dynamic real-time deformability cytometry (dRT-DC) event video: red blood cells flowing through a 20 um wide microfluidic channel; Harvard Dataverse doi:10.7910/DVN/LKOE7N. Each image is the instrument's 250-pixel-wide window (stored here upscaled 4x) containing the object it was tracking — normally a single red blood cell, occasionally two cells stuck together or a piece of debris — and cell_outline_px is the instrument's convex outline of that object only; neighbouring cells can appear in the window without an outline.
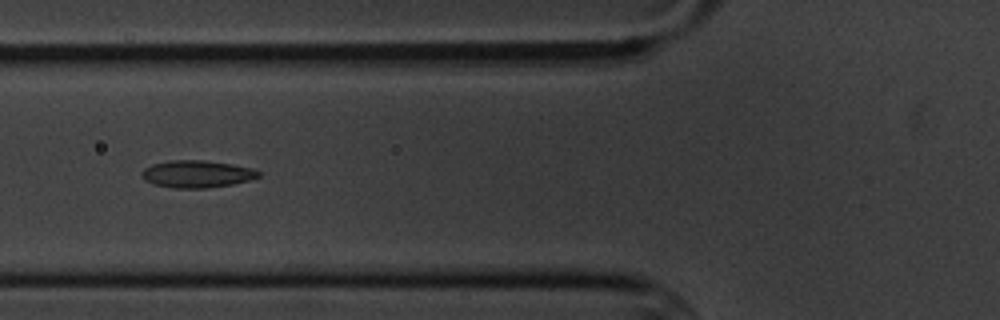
{"species": "common noctule bat (a hibernating species)", "species_latin": "Nyctalus noctula", "temperature_condition": "cold", "stored_images_in_passage": 3, "camera_frame_rate_fps": 3000, "um_per_image_px": 0.085, "animal": {"sex": "male", "body_mass_g": 20.1, "forearm_length_mm": 53.5}, "frame": {"image": 1, "passage_image": 3, "time_ms": 2.333, "image_size_px": [1000, 320], "cell_outline_px": [[260, 176], [248, 180], [232, 184], [208, 188], [172, 188], [156, 184], [144, 180], [140, 172], [144, 168], [152, 164], [168, 160], [204, 160], [232, 164], [252, 168], [260, 172]], "centroid_in_image_um": [16.71, 14.78], "position_along_channel_um": 109.1, "area_um2": 18.55}}